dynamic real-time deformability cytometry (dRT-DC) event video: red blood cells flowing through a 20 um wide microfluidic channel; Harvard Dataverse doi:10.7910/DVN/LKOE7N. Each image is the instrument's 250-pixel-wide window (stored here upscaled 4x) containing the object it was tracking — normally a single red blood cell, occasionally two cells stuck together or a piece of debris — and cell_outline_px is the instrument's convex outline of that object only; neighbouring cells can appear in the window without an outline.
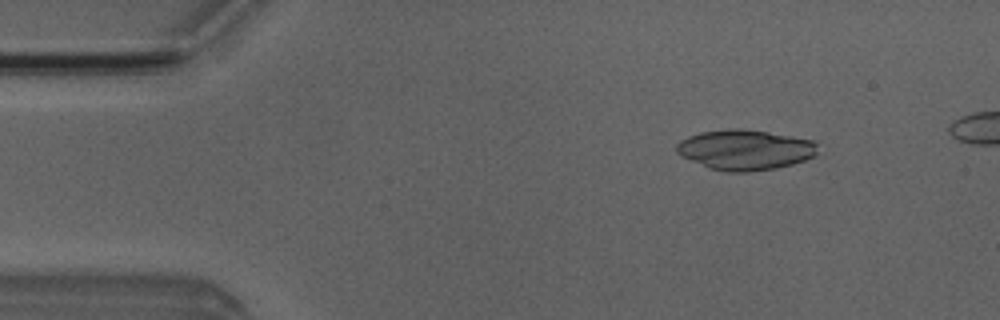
{"species": "Egyptian fruit bat (a non-hibernating species)", "species_latin": "Rousettus aegyptiacus", "temperature_condition": "room temperature", "stored_images_in_passage": 5, "camera_frame_rate_fps": 3000, "um_per_image_px": 0.085, "animal": {"sex": "male"}, "frame": {"image": 1, "passage_image": 2, "time_ms": 1.0, "image_size_px": [1000, 320], "cell_outline_px": [[816, 156], [792, 164], [776, 168], [744, 172], [728, 172], [708, 168], [680, 156], [676, 152], [676, 144], [680, 140], [688, 136], [700, 132], [732, 128], [740, 128], [768, 132], [816, 140]], "centroid_in_image_um": [63.31, 12.73], "position_along_channel_um": 21.7, "area_um2": 33.29}}